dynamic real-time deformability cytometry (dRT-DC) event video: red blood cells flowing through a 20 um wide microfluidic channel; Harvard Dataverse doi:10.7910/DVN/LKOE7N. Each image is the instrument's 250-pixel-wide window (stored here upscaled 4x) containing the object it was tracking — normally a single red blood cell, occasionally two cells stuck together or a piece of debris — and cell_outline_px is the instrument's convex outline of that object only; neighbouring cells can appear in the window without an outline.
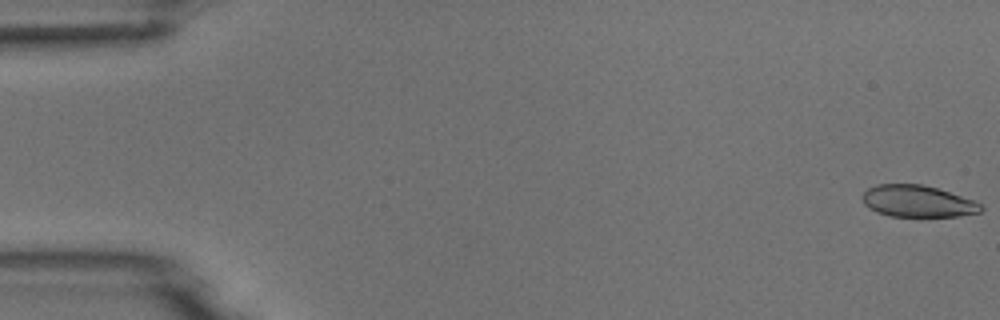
{"species": "common noctule bat (a hibernating species)", "species_latin": "Nyctalus noctula", "temperature_condition": "room temperature", "stored_images_in_passage": 3, "camera_frame_rate_fps": 3000, "um_per_image_px": 0.085, "animal": {"sex": "male", "body_mass_g": 18.8}, "frame": {"image": 1, "passage_image": 1, "time_ms": 0.0, "image_size_px": [1000, 320], "cell_outline_px": [[984, 208], [980, 212], [960, 216], [888, 216], [876, 212], [868, 208], [864, 204], [864, 192], [868, 188], [876, 184], [920, 184], [936, 188], [976, 200]], "centroid_in_image_um": [78.01, 17.11], "position_along_channel_um": 7.0, "area_um2": 21.91}}